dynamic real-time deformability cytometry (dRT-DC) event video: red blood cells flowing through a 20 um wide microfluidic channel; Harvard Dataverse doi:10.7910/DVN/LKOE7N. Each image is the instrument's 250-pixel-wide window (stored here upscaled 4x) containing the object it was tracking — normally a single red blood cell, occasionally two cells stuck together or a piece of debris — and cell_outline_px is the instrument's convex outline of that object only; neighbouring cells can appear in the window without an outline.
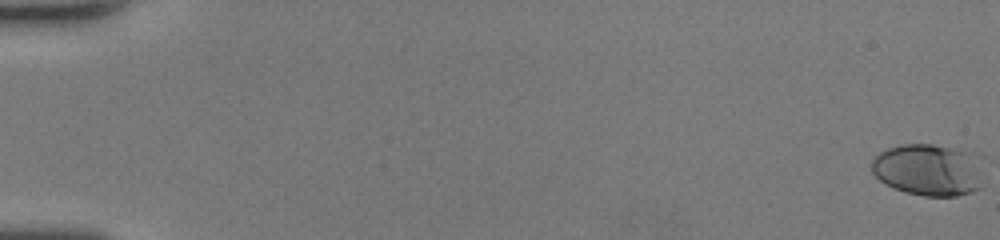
{"species": "human", "species_latin": "Homo sapiens", "temperature_condition": "room temperature", "stored_images_in_passage": 51, "camera_frame_rate_fps": 3000, "um_per_image_px": 0.085, "donor": {"sex": "female"}, "frame": {"image": 1, "passage_image": 1, "time_ms": 0.0, "image_size_px": [1000, 240], "cell_outline_px": [[980, 188], [956, 196], [924, 196], [908, 192], [896, 188], [880, 180], [872, 172], [872, 160], [880, 152], [888, 148], [900, 144], [932, 144], [964, 152]], "centroid_in_image_um": [78.66, 14.45], "position_along_channel_um": 6.3, "area_um2": 31.44}}
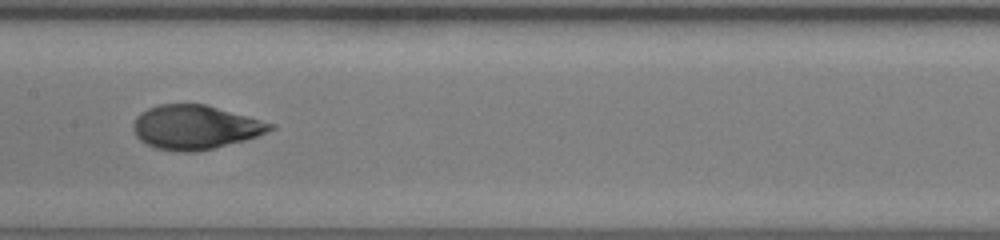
{"frame": {"image": 2, "passage_image": 28, "time_ms": 9.0, "image_size_px": [1000, 240], "cell_outline_px": [[276, 128], [268, 132], [244, 140], [212, 148], [192, 152], [180, 152], [156, 148], [140, 140], [136, 136], [132, 128], [132, 124], [136, 116], [140, 112], [148, 108], [160, 104], [204, 104], [248, 116], [276, 124]], "centroid_in_image_um": [16.58, 10.81], "position_along_channel_um": 190.8, "area_um2": 35.08}}
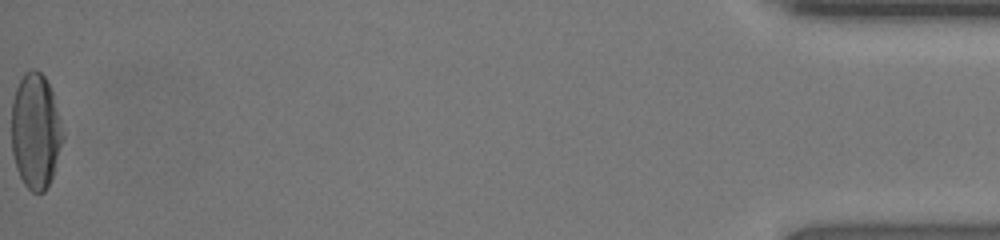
{"frame": {"image": 3, "passage_image": 51, "time_ms": 16.667, "image_size_px": [1000, 240], "cell_outline_px": [[64, 140], [52, 176], [44, 192], [32, 192], [24, 184], [16, 168], [12, 152], [12, 100], [16, 88], [24, 72], [32, 68], [36, 68], [44, 76], [52, 92], [64, 132]], "centroid_in_image_um": [3.03, 11.13], "position_along_channel_um": 432.2, "area_um2": 34.56}, "authors_computed_cell_mechanics": {"area_um2": 34.2176, "velocity_mm_per_s": 4.3748, "shape_relaxation_time_tau1_ms": 4.6315, "shape_relaxation_time_tau2_ms": 0.629, "deformation_change_tau1": 0.2269, "deformation_change_tau2": 0.0556}}